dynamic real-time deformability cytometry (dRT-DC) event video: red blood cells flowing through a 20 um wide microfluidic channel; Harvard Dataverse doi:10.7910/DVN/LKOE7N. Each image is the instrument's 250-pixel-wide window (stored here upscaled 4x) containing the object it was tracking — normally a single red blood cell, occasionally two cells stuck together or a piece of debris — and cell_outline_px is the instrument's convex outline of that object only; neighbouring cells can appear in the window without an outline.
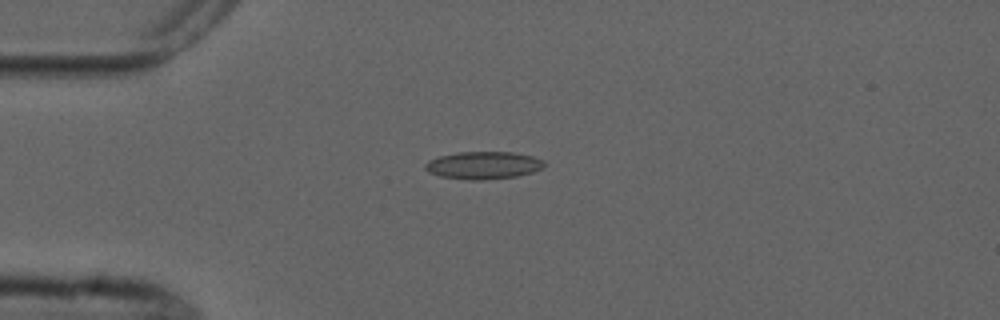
{"species": "common noctule bat (a hibernating species)", "species_latin": "Nyctalus noctula", "temperature_condition": "cold", "stored_images_in_passage": 8, "camera_frame_rate_fps": 3000, "um_per_image_px": 0.085, "animal": {"sex": "male", "forearm_length_mm": 52.5}, "frame": {"image": 1, "passage_image": 5, "time_ms": 4.333, "image_size_px": [1000, 320], "cell_outline_px": [[544, 164], [540, 168], [532, 172], [516, 176], [484, 180], [468, 180], [440, 176], [428, 172], [424, 168], [424, 164], [428, 160], [440, 156], [456, 152], [512, 152], [532, 156], [544, 160]], "centroid_in_image_um": [41.04, 14.05], "position_along_channel_um": 44.0, "area_um2": 19.07}}
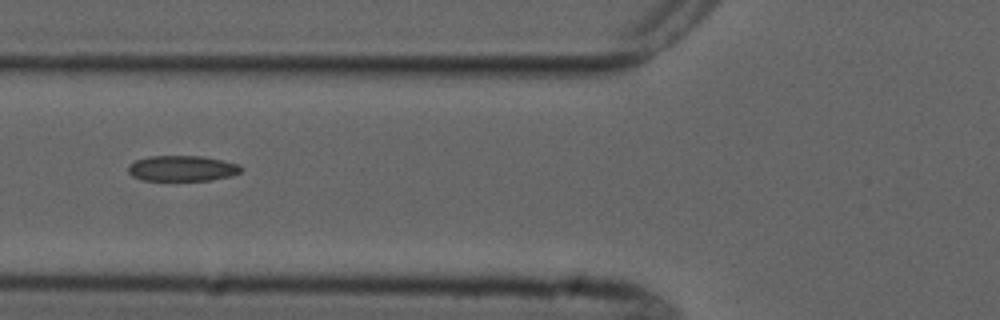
{"frame": {"image": 2, "passage_image": 7, "time_ms": 6.667, "image_size_px": [1000, 320], "cell_outline_px": [[244, 168], [240, 172], [232, 176], [212, 180], [144, 180], [132, 176], [128, 172], [128, 164], [136, 160], [148, 156], [200, 156], [220, 160], [236, 164]], "centroid_in_image_um": [15.46, 14.31], "position_along_channel_um": 110.3, "area_um2": 16.76}}
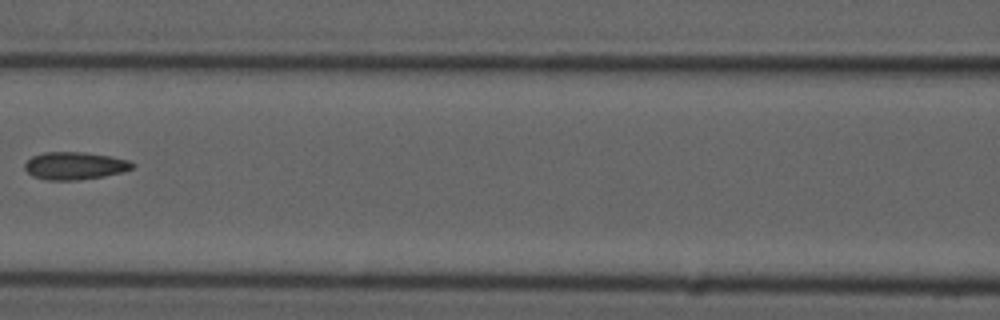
{"frame": {"image": 3, "passage_image": 8, "time_ms": 8.0, "image_size_px": [1000, 320], "cell_outline_px": [[136, 164], [132, 168], [124, 172], [104, 176], [76, 180], [48, 180], [32, 176], [24, 168], [24, 164], [32, 156], [44, 152], [84, 152], [112, 156], [128, 160]], "centroid_in_image_um": [6.37, 14.08], "position_along_channel_um": 160.2, "area_um2": 17.4}}